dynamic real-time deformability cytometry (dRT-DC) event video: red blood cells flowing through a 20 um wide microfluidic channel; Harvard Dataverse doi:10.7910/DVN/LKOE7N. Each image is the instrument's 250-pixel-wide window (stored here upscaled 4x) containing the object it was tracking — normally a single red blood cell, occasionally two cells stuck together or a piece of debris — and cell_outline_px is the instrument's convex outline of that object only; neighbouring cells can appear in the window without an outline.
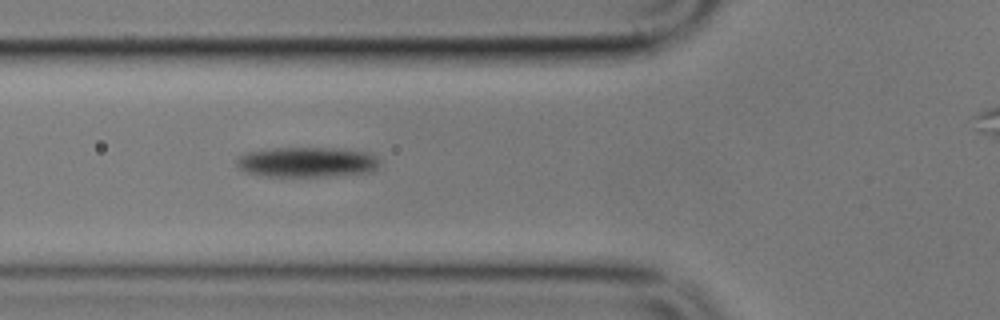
{"species": "common noctule bat (a hibernating species)", "species_latin": "Nyctalus noctula", "temperature_condition": "cold", "stored_images_in_passage": 7, "camera_frame_rate_fps": 3000, "um_per_image_px": 0.085, "animal": {"sex": "male", "body_mass_g": 17.9}, "frame": {"image": 1, "passage_image": 6, "time_ms": 6.0, "image_size_px": [1000, 320], "cell_outline_px": [[380, 160], [376, 168], [372, 172], [332, 176], [264, 176], [244, 172], [236, 164], [236, 160], [244, 152], [272, 148], [332, 148], [372, 152]], "centroid_in_image_um": [26.1, 13.77], "position_along_channel_um": 99.7, "area_um2": 25.37}}